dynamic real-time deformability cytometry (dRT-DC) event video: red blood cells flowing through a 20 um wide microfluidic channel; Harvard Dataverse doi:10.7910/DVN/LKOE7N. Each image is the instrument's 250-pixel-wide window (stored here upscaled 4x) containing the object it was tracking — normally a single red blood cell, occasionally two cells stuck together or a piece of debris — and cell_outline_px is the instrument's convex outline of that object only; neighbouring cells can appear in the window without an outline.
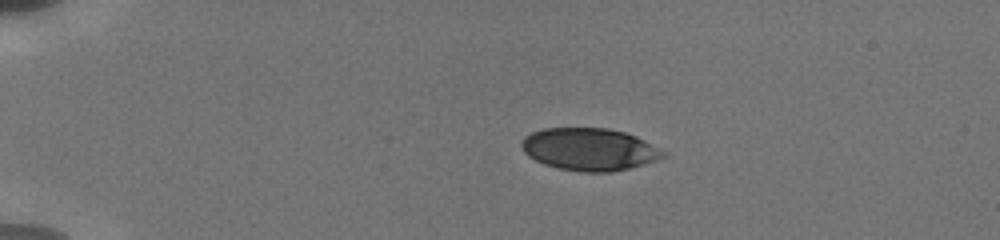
{"species": "human", "species_latin": "Homo sapiens", "temperature_condition": "cold", "stored_images_in_passage": 32, "camera_frame_rate_fps": 3000, "um_per_image_px": 0.085, "donor": {"sex": "male"}, "frame": {"image": 1, "passage_image": 2, "time_ms": 0.667, "image_size_px": [1000, 240], "cell_outline_px": [[668, 156], [644, 164], [612, 172], [580, 172], [556, 168], [544, 164], [528, 156], [524, 152], [520, 144], [524, 136], [532, 132], [544, 128], [608, 128], [624, 132], [636, 136], [668, 152]], "centroid_in_image_um": [50.11, 12.69], "position_along_channel_um": 34.9, "area_um2": 35.26}}
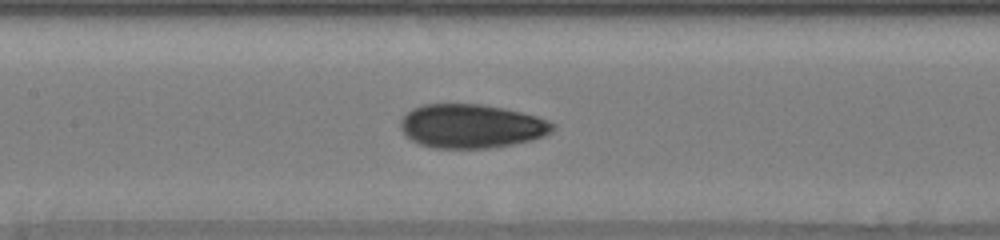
{"frame": {"image": 2, "passage_image": 12, "time_ms": 6.0, "image_size_px": [1000, 240], "cell_outline_px": [[556, 128], [552, 132], [544, 136], [532, 140], [512, 144], [488, 148], [432, 148], [420, 144], [412, 140], [400, 128], [400, 120], [412, 108], [424, 104], [484, 104], [504, 108], [536, 116], [548, 120], [556, 124]], "centroid_in_image_um": [40.09, 10.72], "position_along_channel_um": 167.3, "area_um2": 39.02}}
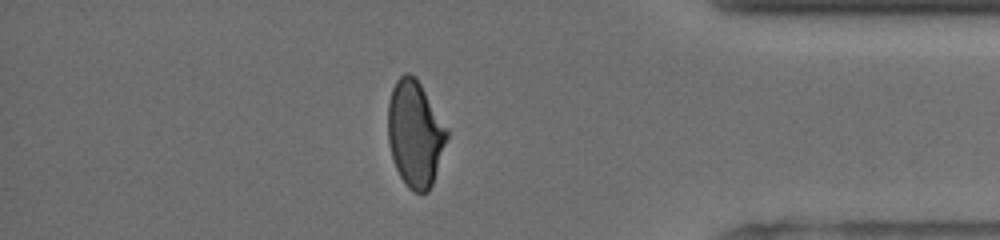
{"frame": {"image": 3, "passage_image": 29, "time_ms": 12.667, "image_size_px": [1000, 240], "cell_outline_px": [[448, 136], [432, 184], [428, 192], [412, 192], [408, 188], [400, 176], [396, 168], [392, 156], [388, 140], [388, 104], [392, 88], [396, 80], [404, 72], [408, 72], [416, 76], [448, 128]], "centroid_in_image_um": [35.28, 11.33], "position_along_channel_um": 399.9, "area_um2": 36.53}, "authors_computed_cell_mechanics": {"area_um2": 38.2058, "velocity_mm_per_s": 3.8091, "shape_relaxation_time_tau1_ms": 5.6, "shape_relaxation_time_tau2_ms": 1.34, "deformation_change_tau1": 0.1706, "deformation_change_tau2": 0.0609}}